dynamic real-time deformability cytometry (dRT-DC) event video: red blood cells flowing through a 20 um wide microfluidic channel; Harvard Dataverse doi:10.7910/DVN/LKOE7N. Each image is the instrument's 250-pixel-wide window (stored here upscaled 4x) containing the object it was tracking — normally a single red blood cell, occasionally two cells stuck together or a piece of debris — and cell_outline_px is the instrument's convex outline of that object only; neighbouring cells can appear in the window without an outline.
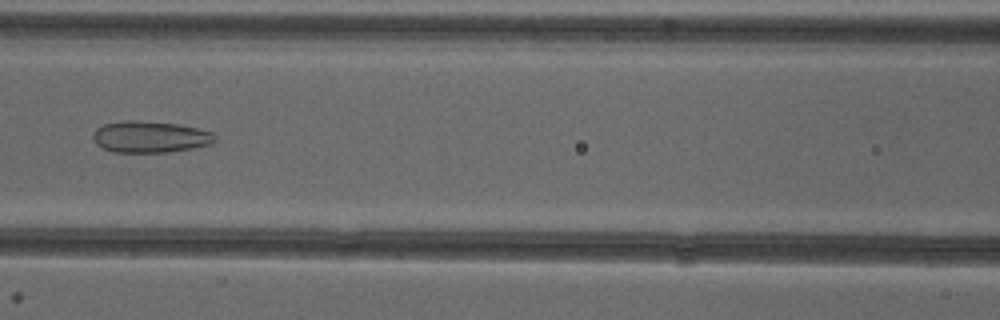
{"species": "common noctule bat (a hibernating species)", "species_latin": "Nyctalus noctula", "temperature_condition": "cold", "stored_images_in_passage": 51, "camera_frame_rate_fps": 3000, "um_per_image_px": 0.085, "animal": {"sex": "female"}, "frame": {"image": 1, "passage_image": 23, "time_ms": 7.333, "image_size_px": [1000, 320], "cell_outline_px": [[216, 140], [212, 144], [192, 148], [168, 152], [116, 152], [104, 148], [96, 144], [92, 136], [96, 128], [104, 124], [120, 120], [136, 120], [180, 124], [212, 132], [216, 136]], "centroid_in_image_um": [12.76, 11.62], "position_along_channel_um": 153.8, "area_um2": 22.48}}
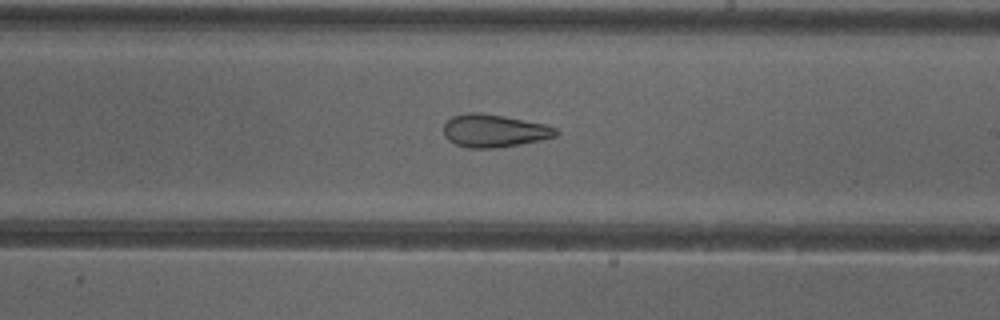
{"frame": {"image": 2, "passage_image": 30, "time_ms": 9.667, "image_size_px": [1000, 320], "cell_outline_px": [[560, 132], [556, 136], [540, 140], [520, 144], [496, 148], [468, 148], [456, 144], [448, 140], [444, 136], [444, 124], [452, 116], [468, 112], [480, 112], [504, 116], [544, 124], [556, 128]], "centroid_in_image_um": [41.99, 11.11], "position_along_channel_um": 247.0, "area_um2": 21.5}}
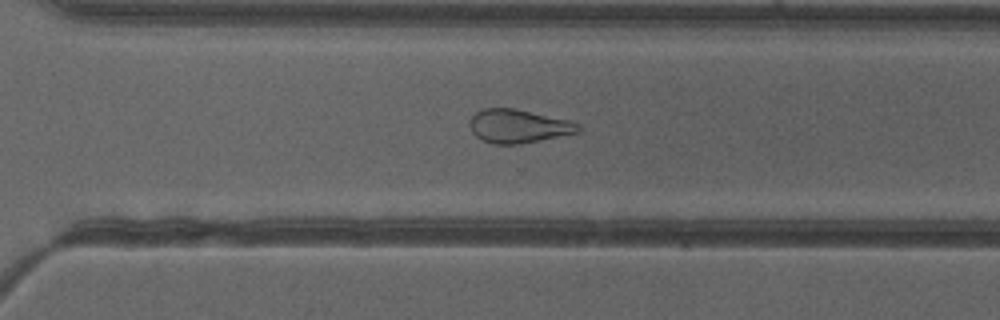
{"frame": {"image": 3, "passage_image": 36, "time_ms": 11.667, "image_size_px": [1000, 320], "cell_outline_px": [[584, 128], [580, 132], [520, 144], [496, 144], [484, 140], [476, 136], [472, 132], [468, 124], [472, 116], [476, 112], [484, 108], [516, 108], [568, 120], [580, 124]], "centroid_in_image_um": [44.08, 10.71], "position_along_channel_um": 326.5, "area_um2": 21.27}, "authors_computed_cell_mechanics": {"area_um2": 25.5476, "velocity_mm_per_s": 3.9965, "shape_relaxation_time_tau1_ms": null, "shape_relaxation_time_tau2_ms": 2.9263, "deformation_change_tau1": null, "deformation_change_tau2": 0.1238}}